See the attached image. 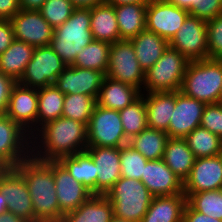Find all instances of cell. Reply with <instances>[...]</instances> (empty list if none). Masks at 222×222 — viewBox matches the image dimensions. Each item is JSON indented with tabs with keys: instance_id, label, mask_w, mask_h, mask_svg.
Segmentation results:
<instances>
[{
	"instance_id": "6da1fadb",
	"label": "cell",
	"mask_w": 222,
	"mask_h": 222,
	"mask_svg": "<svg viewBox=\"0 0 222 222\" xmlns=\"http://www.w3.org/2000/svg\"><path fill=\"white\" fill-rule=\"evenodd\" d=\"M87 148V126L59 117L38 129L31 136V156L40 161H58Z\"/></svg>"
},
{
	"instance_id": "7a4b0ae2",
	"label": "cell",
	"mask_w": 222,
	"mask_h": 222,
	"mask_svg": "<svg viewBox=\"0 0 222 222\" xmlns=\"http://www.w3.org/2000/svg\"><path fill=\"white\" fill-rule=\"evenodd\" d=\"M23 176L34 208L35 222H58L60 210L53 174V161L30 156L15 167Z\"/></svg>"
},
{
	"instance_id": "3957f363",
	"label": "cell",
	"mask_w": 222,
	"mask_h": 222,
	"mask_svg": "<svg viewBox=\"0 0 222 222\" xmlns=\"http://www.w3.org/2000/svg\"><path fill=\"white\" fill-rule=\"evenodd\" d=\"M90 22L91 8H75L72 15L54 29L50 47L67 66L73 65L77 53L93 40Z\"/></svg>"
},
{
	"instance_id": "277c9868",
	"label": "cell",
	"mask_w": 222,
	"mask_h": 222,
	"mask_svg": "<svg viewBox=\"0 0 222 222\" xmlns=\"http://www.w3.org/2000/svg\"><path fill=\"white\" fill-rule=\"evenodd\" d=\"M222 90V58L189 61L180 91L205 104L219 103Z\"/></svg>"
},
{
	"instance_id": "5b68a950",
	"label": "cell",
	"mask_w": 222,
	"mask_h": 222,
	"mask_svg": "<svg viewBox=\"0 0 222 222\" xmlns=\"http://www.w3.org/2000/svg\"><path fill=\"white\" fill-rule=\"evenodd\" d=\"M105 196L113 205L115 217L132 222H141L154 197L142 181L124 177Z\"/></svg>"
},
{
	"instance_id": "8992f818",
	"label": "cell",
	"mask_w": 222,
	"mask_h": 222,
	"mask_svg": "<svg viewBox=\"0 0 222 222\" xmlns=\"http://www.w3.org/2000/svg\"><path fill=\"white\" fill-rule=\"evenodd\" d=\"M189 61L168 46L161 58L145 72L142 93L180 91Z\"/></svg>"
},
{
	"instance_id": "52a82bcc",
	"label": "cell",
	"mask_w": 222,
	"mask_h": 222,
	"mask_svg": "<svg viewBox=\"0 0 222 222\" xmlns=\"http://www.w3.org/2000/svg\"><path fill=\"white\" fill-rule=\"evenodd\" d=\"M126 144L119 111L96 105L87 125V146L120 148Z\"/></svg>"
},
{
	"instance_id": "ba28073f",
	"label": "cell",
	"mask_w": 222,
	"mask_h": 222,
	"mask_svg": "<svg viewBox=\"0 0 222 222\" xmlns=\"http://www.w3.org/2000/svg\"><path fill=\"white\" fill-rule=\"evenodd\" d=\"M106 76L143 91L145 72L139 65L130 40H119L111 44Z\"/></svg>"
},
{
	"instance_id": "9c48e42d",
	"label": "cell",
	"mask_w": 222,
	"mask_h": 222,
	"mask_svg": "<svg viewBox=\"0 0 222 222\" xmlns=\"http://www.w3.org/2000/svg\"><path fill=\"white\" fill-rule=\"evenodd\" d=\"M67 67L50 46L35 47L32 59L19 84L32 88H42L55 84L59 74Z\"/></svg>"
},
{
	"instance_id": "30bf717a",
	"label": "cell",
	"mask_w": 222,
	"mask_h": 222,
	"mask_svg": "<svg viewBox=\"0 0 222 222\" xmlns=\"http://www.w3.org/2000/svg\"><path fill=\"white\" fill-rule=\"evenodd\" d=\"M31 156V136L5 114L0 115V163L15 168Z\"/></svg>"
},
{
	"instance_id": "8fae6325",
	"label": "cell",
	"mask_w": 222,
	"mask_h": 222,
	"mask_svg": "<svg viewBox=\"0 0 222 222\" xmlns=\"http://www.w3.org/2000/svg\"><path fill=\"white\" fill-rule=\"evenodd\" d=\"M188 61L208 59L207 21L188 15L180 29L169 41Z\"/></svg>"
},
{
	"instance_id": "7c38bea8",
	"label": "cell",
	"mask_w": 222,
	"mask_h": 222,
	"mask_svg": "<svg viewBox=\"0 0 222 222\" xmlns=\"http://www.w3.org/2000/svg\"><path fill=\"white\" fill-rule=\"evenodd\" d=\"M0 193L8 204V211L29 222H35L34 208L27 184L16 168L0 173Z\"/></svg>"
},
{
	"instance_id": "4fadbf2b",
	"label": "cell",
	"mask_w": 222,
	"mask_h": 222,
	"mask_svg": "<svg viewBox=\"0 0 222 222\" xmlns=\"http://www.w3.org/2000/svg\"><path fill=\"white\" fill-rule=\"evenodd\" d=\"M14 38L34 47L50 46L54 29L39 10L20 9L11 19Z\"/></svg>"
},
{
	"instance_id": "5bb4252c",
	"label": "cell",
	"mask_w": 222,
	"mask_h": 222,
	"mask_svg": "<svg viewBox=\"0 0 222 222\" xmlns=\"http://www.w3.org/2000/svg\"><path fill=\"white\" fill-rule=\"evenodd\" d=\"M188 15V10L166 1L149 2L146 8V29L169 42Z\"/></svg>"
},
{
	"instance_id": "9a60e30c",
	"label": "cell",
	"mask_w": 222,
	"mask_h": 222,
	"mask_svg": "<svg viewBox=\"0 0 222 222\" xmlns=\"http://www.w3.org/2000/svg\"><path fill=\"white\" fill-rule=\"evenodd\" d=\"M32 136L36 132L38 116V89L18 82L13 86L5 113Z\"/></svg>"
},
{
	"instance_id": "2e32d148",
	"label": "cell",
	"mask_w": 222,
	"mask_h": 222,
	"mask_svg": "<svg viewBox=\"0 0 222 222\" xmlns=\"http://www.w3.org/2000/svg\"><path fill=\"white\" fill-rule=\"evenodd\" d=\"M206 104L188 97L181 91L175 92V108L169 121L167 134L170 138H185L200 126Z\"/></svg>"
},
{
	"instance_id": "e0dca14e",
	"label": "cell",
	"mask_w": 222,
	"mask_h": 222,
	"mask_svg": "<svg viewBox=\"0 0 222 222\" xmlns=\"http://www.w3.org/2000/svg\"><path fill=\"white\" fill-rule=\"evenodd\" d=\"M222 189V154L196 158L190 175L183 183L184 193Z\"/></svg>"
},
{
	"instance_id": "ac0fdd59",
	"label": "cell",
	"mask_w": 222,
	"mask_h": 222,
	"mask_svg": "<svg viewBox=\"0 0 222 222\" xmlns=\"http://www.w3.org/2000/svg\"><path fill=\"white\" fill-rule=\"evenodd\" d=\"M105 74L98 70L67 66L57 77L55 86L63 94H86L97 99Z\"/></svg>"
},
{
	"instance_id": "d6986e66",
	"label": "cell",
	"mask_w": 222,
	"mask_h": 222,
	"mask_svg": "<svg viewBox=\"0 0 222 222\" xmlns=\"http://www.w3.org/2000/svg\"><path fill=\"white\" fill-rule=\"evenodd\" d=\"M85 151L96 164V195H106L121 178L120 148L87 146Z\"/></svg>"
},
{
	"instance_id": "ffe728a7",
	"label": "cell",
	"mask_w": 222,
	"mask_h": 222,
	"mask_svg": "<svg viewBox=\"0 0 222 222\" xmlns=\"http://www.w3.org/2000/svg\"><path fill=\"white\" fill-rule=\"evenodd\" d=\"M53 174L59 207L64 214L78 209L93 195L82 183L76 181L58 161H53Z\"/></svg>"
},
{
	"instance_id": "44dd1931",
	"label": "cell",
	"mask_w": 222,
	"mask_h": 222,
	"mask_svg": "<svg viewBox=\"0 0 222 222\" xmlns=\"http://www.w3.org/2000/svg\"><path fill=\"white\" fill-rule=\"evenodd\" d=\"M141 181L154 197L184 194L183 182L163 159L148 160Z\"/></svg>"
},
{
	"instance_id": "7402d4cb",
	"label": "cell",
	"mask_w": 222,
	"mask_h": 222,
	"mask_svg": "<svg viewBox=\"0 0 222 222\" xmlns=\"http://www.w3.org/2000/svg\"><path fill=\"white\" fill-rule=\"evenodd\" d=\"M141 93L134 86L105 76L96 101L101 107L119 111L136 101Z\"/></svg>"
},
{
	"instance_id": "603a6c76",
	"label": "cell",
	"mask_w": 222,
	"mask_h": 222,
	"mask_svg": "<svg viewBox=\"0 0 222 222\" xmlns=\"http://www.w3.org/2000/svg\"><path fill=\"white\" fill-rule=\"evenodd\" d=\"M145 99L148 127L167 133L175 108V92L141 93Z\"/></svg>"
},
{
	"instance_id": "cb8c5ba5",
	"label": "cell",
	"mask_w": 222,
	"mask_h": 222,
	"mask_svg": "<svg viewBox=\"0 0 222 222\" xmlns=\"http://www.w3.org/2000/svg\"><path fill=\"white\" fill-rule=\"evenodd\" d=\"M186 203L184 194L155 196L141 222H182Z\"/></svg>"
},
{
	"instance_id": "d4e9b609",
	"label": "cell",
	"mask_w": 222,
	"mask_h": 222,
	"mask_svg": "<svg viewBox=\"0 0 222 222\" xmlns=\"http://www.w3.org/2000/svg\"><path fill=\"white\" fill-rule=\"evenodd\" d=\"M113 205L105 195H92L78 209L64 214L58 222H110Z\"/></svg>"
},
{
	"instance_id": "484cf974",
	"label": "cell",
	"mask_w": 222,
	"mask_h": 222,
	"mask_svg": "<svg viewBox=\"0 0 222 222\" xmlns=\"http://www.w3.org/2000/svg\"><path fill=\"white\" fill-rule=\"evenodd\" d=\"M141 69L148 71L163 55L169 42L147 29L130 39Z\"/></svg>"
},
{
	"instance_id": "4316f807",
	"label": "cell",
	"mask_w": 222,
	"mask_h": 222,
	"mask_svg": "<svg viewBox=\"0 0 222 222\" xmlns=\"http://www.w3.org/2000/svg\"><path fill=\"white\" fill-rule=\"evenodd\" d=\"M90 30L93 40L113 44L120 40L115 8L109 4H101L91 8Z\"/></svg>"
},
{
	"instance_id": "83f0119b",
	"label": "cell",
	"mask_w": 222,
	"mask_h": 222,
	"mask_svg": "<svg viewBox=\"0 0 222 222\" xmlns=\"http://www.w3.org/2000/svg\"><path fill=\"white\" fill-rule=\"evenodd\" d=\"M162 159L184 183L190 175L196 158L185 138L169 137Z\"/></svg>"
},
{
	"instance_id": "f1b7e54d",
	"label": "cell",
	"mask_w": 222,
	"mask_h": 222,
	"mask_svg": "<svg viewBox=\"0 0 222 222\" xmlns=\"http://www.w3.org/2000/svg\"><path fill=\"white\" fill-rule=\"evenodd\" d=\"M148 3H132L114 6L120 40H130L146 29Z\"/></svg>"
},
{
	"instance_id": "f546056e",
	"label": "cell",
	"mask_w": 222,
	"mask_h": 222,
	"mask_svg": "<svg viewBox=\"0 0 222 222\" xmlns=\"http://www.w3.org/2000/svg\"><path fill=\"white\" fill-rule=\"evenodd\" d=\"M34 49V46L15 39L0 54V71L18 82L25 72L26 65L32 59Z\"/></svg>"
},
{
	"instance_id": "4dcf8cb0",
	"label": "cell",
	"mask_w": 222,
	"mask_h": 222,
	"mask_svg": "<svg viewBox=\"0 0 222 222\" xmlns=\"http://www.w3.org/2000/svg\"><path fill=\"white\" fill-rule=\"evenodd\" d=\"M58 162L76 181L82 183L93 195H96L98 175L96 172V164L86 151L76 153L72 156L62 157Z\"/></svg>"
},
{
	"instance_id": "1f68e13d",
	"label": "cell",
	"mask_w": 222,
	"mask_h": 222,
	"mask_svg": "<svg viewBox=\"0 0 222 222\" xmlns=\"http://www.w3.org/2000/svg\"><path fill=\"white\" fill-rule=\"evenodd\" d=\"M63 94L54 84L38 88V116L36 131L46 123L62 117Z\"/></svg>"
},
{
	"instance_id": "d6a6232c",
	"label": "cell",
	"mask_w": 222,
	"mask_h": 222,
	"mask_svg": "<svg viewBox=\"0 0 222 222\" xmlns=\"http://www.w3.org/2000/svg\"><path fill=\"white\" fill-rule=\"evenodd\" d=\"M168 139L166 132L147 127L128 140V144L147 160H159L163 158Z\"/></svg>"
},
{
	"instance_id": "836d02e7",
	"label": "cell",
	"mask_w": 222,
	"mask_h": 222,
	"mask_svg": "<svg viewBox=\"0 0 222 222\" xmlns=\"http://www.w3.org/2000/svg\"><path fill=\"white\" fill-rule=\"evenodd\" d=\"M110 47V43L92 40L81 52L77 53L72 66L98 70L106 75L109 64Z\"/></svg>"
},
{
	"instance_id": "e575fe53",
	"label": "cell",
	"mask_w": 222,
	"mask_h": 222,
	"mask_svg": "<svg viewBox=\"0 0 222 222\" xmlns=\"http://www.w3.org/2000/svg\"><path fill=\"white\" fill-rule=\"evenodd\" d=\"M185 139L195 158L222 154V139L201 126L190 132Z\"/></svg>"
},
{
	"instance_id": "d590c367",
	"label": "cell",
	"mask_w": 222,
	"mask_h": 222,
	"mask_svg": "<svg viewBox=\"0 0 222 222\" xmlns=\"http://www.w3.org/2000/svg\"><path fill=\"white\" fill-rule=\"evenodd\" d=\"M96 105V99L90 95L66 94L62 117L84 123L87 126Z\"/></svg>"
},
{
	"instance_id": "8d00e7d4",
	"label": "cell",
	"mask_w": 222,
	"mask_h": 222,
	"mask_svg": "<svg viewBox=\"0 0 222 222\" xmlns=\"http://www.w3.org/2000/svg\"><path fill=\"white\" fill-rule=\"evenodd\" d=\"M119 114L127 140L148 127L145 99L142 95L131 105L119 110Z\"/></svg>"
},
{
	"instance_id": "74e56055",
	"label": "cell",
	"mask_w": 222,
	"mask_h": 222,
	"mask_svg": "<svg viewBox=\"0 0 222 222\" xmlns=\"http://www.w3.org/2000/svg\"><path fill=\"white\" fill-rule=\"evenodd\" d=\"M184 195L195 211L222 221V189Z\"/></svg>"
},
{
	"instance_id": "f35d334b",
	"label": "cell",
	"mask_w": 222,
	"mask_h": 222,
	"mask_svg": "<svg viewBox=\"0 0 222 222\" xmlns=\"http://www.w3.org/2000/svg\"><path fill=\"white\" fill-rule=\"evenodd\" d=\"M179 8L188 10L189 15L208 21L222 13L221 0H166Z\"/></svg>"
},
{
	"instance_id": "ab89813d",
	"label": "cell",
	"mask_w": 222,
	"mask_h": 222,
	"mask_svg": "<svg viewBox=\"0 0 222 222\" xmlns=\"http://www.w3.org/2000/svg\"><path fill=\"white\" fill-rule=\"evenodd\" d=\"M147 159L129 144L120 147L121 177L141 181Z\"/></svg>"
},
{
	"instance_id": "60d3db41",
	"label": "cell",
	"mask_w": 222,
	"mask_h": 222,
	"mask_svg": "<svg viewBox=\"0 0 222 222\" xmlns=\"http://www.w3.org/2000/svg\"><path fill=\"white\" fill-rule=\"evenodd\" d=\"M74 9L70 0H46L39 11L42 17L55 29L72 15Z\"/></svg>"
},
{
	"instance_id": "b9f144b4",
	"label": "cell",
	"mask_w": 222,
	"mask_h": 222,
	"mask_svg": "<svg viewBox=\"0 0 222 222\" xmlns=\"http://www.w3.org/2000/svg\"><path fill=\"white\" fill-rule=\"evenodd\" d=\"M208 59L222 58V13L207 21Z\"/></svg>"
},
{
	"instance_id": "7bdbcfd3",
	"label": "cell",
	"mask_w": 222,
	"mask_h": 222,
	"mask_svg": "<svg viewBox=\"0 0 222 222\" xmlns=\"http://www.w3.org/2000/svg\"><path fill=\"white\" fill-rule=\"evenodd\" d=\"M200 126L222 139V104H206L201 117Z\"/></svg>"
},
{
	"instance_id": "ee69618b",
	"label": "cell",
	"mask_w": 222,
	"mask_h": 222,
	"mask_svg": "<svg viewBox=\"0 0 222 222\" xmlns=\"http://www.w3.org/2000/svg\"><path fill=\"white\" fill-rule=\"evenodd\" d=\"M16 83L12 77L0 71V115L6 113L12 88Z\"/></svg>"
},
{
	"instance_id": "f6af8a7d",
	"label": "cell",
	"mask_w": 222,
	"mask_h": 222,
	"mask_svg": "<svg viewBox=\"0 0 222 222\" xmlns=\"http://www.w3.org/2000/svg\"><path fill=\"white\" fill-rule=\"evenodd\" d=\"M15 40L10 20L0 19V54H2Z\"/></svg>"
},
{
	"instance_id": "bcb514c9",
	"label": "cell",
	"mask_w": 222,
	"mask_h": 222,
	"mask_svg": "<svg viewBox=\"0 0 222 222\" xmlns=\"http://www.w3.org/2000/svg\"><path fill=\"white\" fill-rule=\"evenodd\" d=\"M182 222H222L217 218H213L195 211L188 203H186L183 211Z\"/></svg>"
},
{
	"instance_id": "7dc6e473",
	"label": "cell",
	"mask_w": 222,
	"mask_h": 222,
	"mask_svg": "<svg viewBox=\"0 0 222 222\" xmlns=\"http://www.w3.org/2000/svg\"><path fill=\"white\" fill-rule=\"evenodd\" d=\"M19 10V0H0L1 20H10Z\"/></svg>"
},
{
	"instance_id": "c3c4849f",
	"label": "cell",
	"mask_w": 222,
	"mask_h": 222,
	"mask_svg": "<svg viewBox=\"0 0 222 222\" xmlns=\"http://www.w3.org/2000/svg\"><path fill=\"white\" fill-rule=\"evenodd\" d=\"M46 0H19V7L22 10H39Z\"/></svg>"
},
{
	"instance_id": "681fc988",
	"label": "cell",
	"mask_w": 222,
	"mask_h": 222,
	"mask_svg": "<svg viewBox=\"0 0 222 222\" xmlns=\"http://www.w3.org/2000/svg\"><path fill=\"white\" fill-rule=\"evenodd\" d=\"M75 8H93L105 3V0H70Z\"/></svg>"
},
{
	"instance_id": "f907efd6",
	"label": "cell",
	"mask_w": 222,
	"mask_h": 222,
	"mask_svg": "<svg viewBox=\"0 0 222 222\" xmlns=\"http://www.w3.org/2000/svg\"><path fill=\"white\" fill-rule=\"evenodd\" d=\"M0 222H29L24 218L18 217L12 212H5L0 214Z\"/></svg>"
},
{
	"instance_id": "816d5d0a",
	"label": "cell",
	"mask_w": 222,
	"mask_h": 222,
	"mask_svg": "<svg viewBox=\"0 0 222 222\" xmlns=\"http://www.w3.org/2000/svg\"><path fill=\"white\" fill-rule=\"evenodd\" d=\"M106 4L112 6L126 5L132 3H149L147 0H105Z\"/></svg>"
},
{
	"instance_id": "f5cc1de1",
	"label": "cell",
	"mask_w": 222,
	"mask_h": 222,
	"mask_svg": "<svg viewBox=\"0 0 222 222\" xmlns=\"http://www.w3.org/2000/svg\"><path fill=\"white\" fill-rule=\"evenodd\" d=\"M8 211L7 201L3 198V195L0 193V214Z\"/></svg>"
},
{
	"instance_id": "db71d44e",
	"label": "cell",
	"mask_w": 222,
	"mask_h": 222,
	"mask_svg": "<svg viewBox=\"0 0 222 222\" xmlns=\"http://www.w3.org/2000/svg\"><path fill=\"white\" fill-rule=\"evenodd\" d=\"M110 222H132V221H128V220L117 218V217L113 216Z\"/></svg>"
},
{
	"instance_id": "11a10c76",
	"label": "cell",
	"mask_w": 222,
	"mask_h": 222,
	"mask_svg": "<svg viewBox=\"0 0 222 222\" xmlns=\"http://www.w3.org/2000/svg\"><path fill=\"white\" fill-rule=\"evenodd\" d=\"M5 169V167L0 163V173Z\"/></svg>"
},
{
	"instance_id": "9f6ffc18",
	"label": "cell",
	"mask_w": 222,
	"mask_h": 222,
	"mask_svg": "<svg viewBox=\"0 0 222 222\" xmlns=\"http://www.w3.org/2000/svg\"><path fill=\"white\" fill-rule=\"evenodd\" d=\"M219 103L222 104V90H221V94H220V100H219Z\"/></svg>"
},
{
	"instance_id": "6f0895ef",
	"label": "cell",
	"mask_w": 222,
	"mask_h": 222,
	"mask_svg": "<svg viewBox=\"0 0 222 222\" xmlns=\"http://www.w3.org/2000/svg\"><path fill=\"white\" fill-rule=\"evenodd\" d=\"M148 2H154V1H166V0H147Z\"/></svg>"
}]
</instances>
